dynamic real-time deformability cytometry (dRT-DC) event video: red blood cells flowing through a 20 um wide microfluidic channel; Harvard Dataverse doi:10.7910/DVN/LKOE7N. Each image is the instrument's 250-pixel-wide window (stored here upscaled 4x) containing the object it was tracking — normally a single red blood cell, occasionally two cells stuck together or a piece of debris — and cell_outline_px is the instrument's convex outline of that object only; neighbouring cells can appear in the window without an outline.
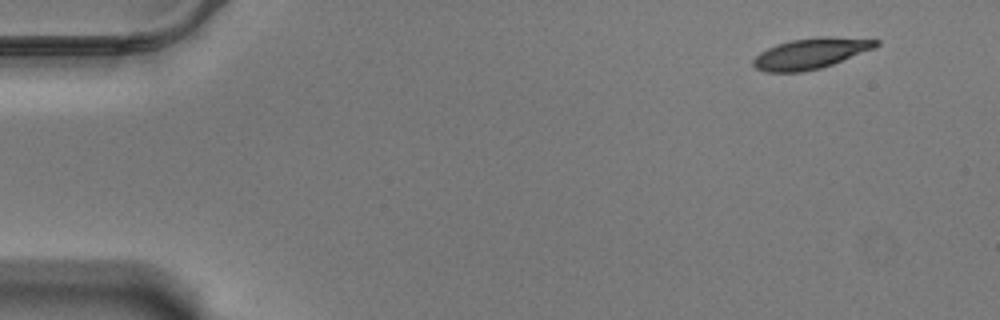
{"species": "Egyptian fruit bat (a non-hibernating species)", "species_latin": "Rousettus aegyptiacus", "temperature_condition": "warm", "stored_images_in_passage": 55, "camera_frame_rate_fps": 3000, "um_per_image_px": 0.085, "animal": {"sex": "male"}, "frame": {"image": 1, "passage_image": 1, "time_ms": 0.0, "image_size_px": [1000, 320], "cell_outline_px": [[880, 44], [872, 48], [832, 64], [820, 68], [800, 72], [764, 72], [756, 68], [752, 64], [752, 60], [760, 52], [776, 44], [792, 40], [820, 36], [828, 36], [880, 40]], "centroid_in_image_um": [68.86, 4.54], "position_along_channel_um": 16.1, "area_um2": 21.68}}
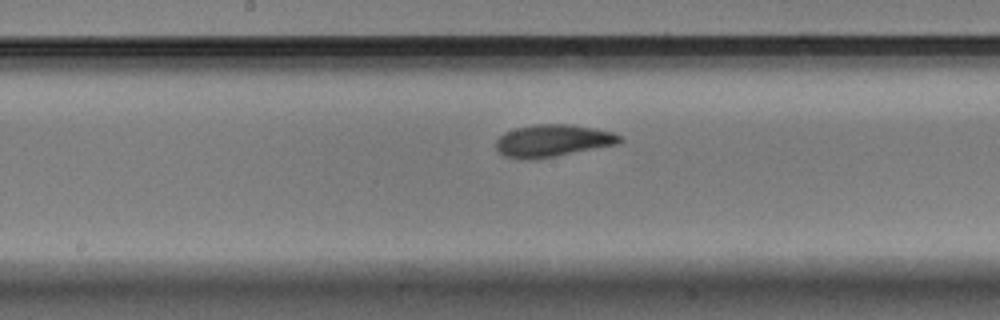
{"frame": {"image": 2, "passage_image": 27, "time_ms": 8.667, "image_size_px": [1000, 320], "cell_outline_px": [[624, 140], [616, 144], [552, 156], [504, 156], [496, 148], [496, 140], [504, 132], [516, 128], [532, 124], [572, 124], [612, 132], [620, 136]], "centroid_in_image_um": [47.0, 11.89], "position_along_channel_um": 201.2, "area_um2": 22.2}}
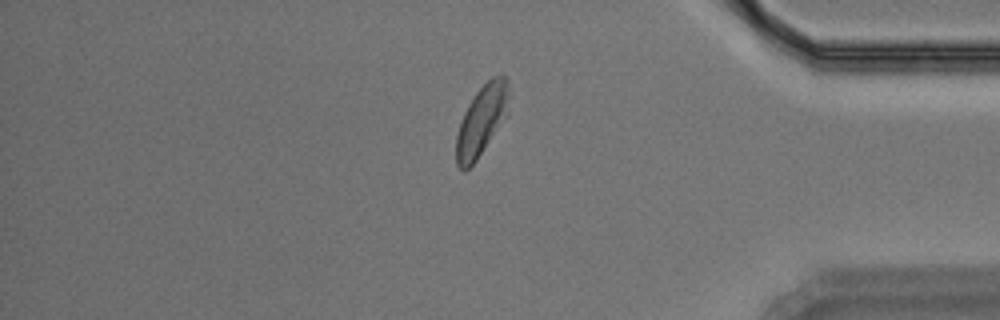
{"frame": {"image": 3, "passage_image": 46, "time_ms": 15.0, "image_size_px": [1000, 320], "cell_outline_px": [[508, 116], [476, 160], [464, 172], [456, 164], [456, 136], [464, 112], [468, 104], [476, 92], [492, 76], [500, 72], [504, 76], [508, 84]], "centroid_in_image_um": [40.95, 10.22], "position_along_channel_um": 394.2, "area_um2": 21.62}, "authors_computed_cell_mechanics": {"area_um2": 22.1374, "velocity_mm_per_s": 3.4358, "shape_relaxation_time_tau1_ms": 3.0631, "shape_relaxation_time_tau2_ms": 1.831, "deformation_change_tau1": 0.137, "deformation_change_tau2": 0.0689}}